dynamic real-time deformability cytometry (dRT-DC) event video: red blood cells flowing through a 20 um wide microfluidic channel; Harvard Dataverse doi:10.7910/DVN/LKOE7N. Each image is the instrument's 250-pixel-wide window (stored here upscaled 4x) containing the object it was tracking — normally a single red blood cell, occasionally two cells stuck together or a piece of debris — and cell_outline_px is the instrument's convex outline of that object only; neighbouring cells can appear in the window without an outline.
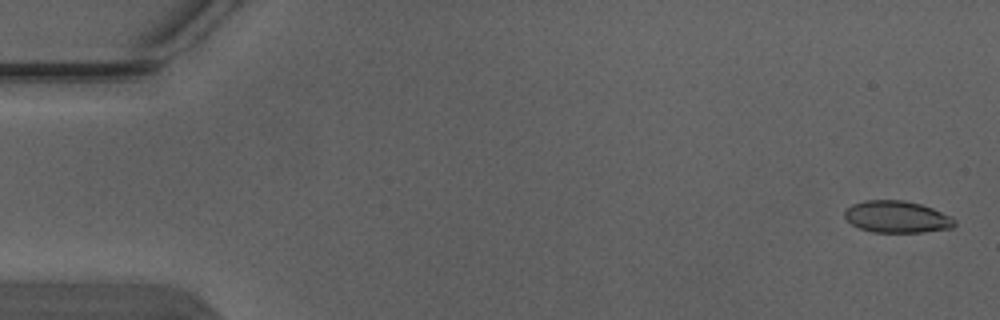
{"species": "Egyptian fruit bat (a non-hibernating species)", "species_latin": "Rousettus aegyptiacus", "temperature_condition": "warm", "stored_images_in_passage": 4, "camera_frame_rate_fps": 3000, "um_per_image_px": 0.085, "animal": {"sex": "male"}, "frame": {"image": 1, "passage_image": 1, "time_ms": 0.0, "image_size_px": [1000, 320], "cell_outline_px": [[956, 224], [952, 228], [924, 232], [872, 232], [860, 228], [852, 224], [844, 216], [844, 208], [852, 204], [864, 200], [904, 200], [920, 204], [932, 208], [952, 216], [956, 220]], "centroid_in_image_um": [76.24, 18.42], "position_along_channel_um": 8.8, "area_um2": 20.58}}